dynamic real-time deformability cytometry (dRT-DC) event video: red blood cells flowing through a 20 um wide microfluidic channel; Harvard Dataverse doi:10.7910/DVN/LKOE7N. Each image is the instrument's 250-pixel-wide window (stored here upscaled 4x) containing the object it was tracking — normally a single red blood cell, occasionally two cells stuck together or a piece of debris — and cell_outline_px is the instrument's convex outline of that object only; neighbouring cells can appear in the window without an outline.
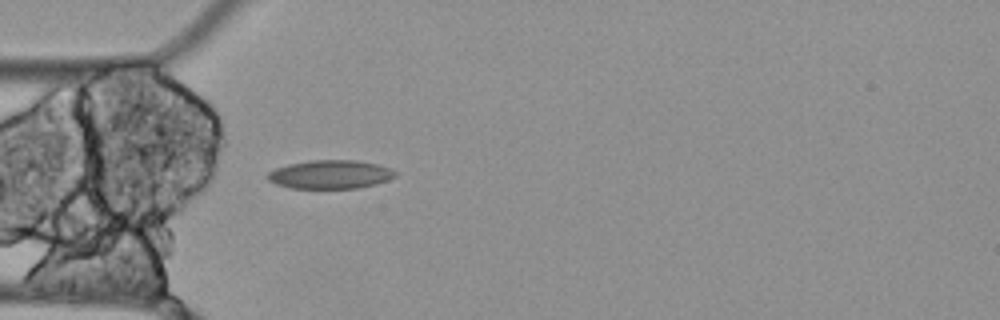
{"species": "Egyptian fruit bat (a non-hibernating species)", "species_latin": "Rousettus aegyptiacus", "temperature_condition": "cold", "stored_images_in_passage": 41, "camera_frame_rate_fps": 3000, "um_per_image_px": 0.085, "animal": {"sex": "female"}, "frame": {"image": 1, "passage_image": 1, "time_ms": 0.0, "image_size_px": [1000, 320], "cell_outline_px": [[396, 176], [388, 180], [376, 184], [356, 188], [292, 188], [276, 184], [268, 180], [264, 176], [268, 172], [276, 168], [288, 164], [308, 160], [356, 160], [376, 164], [388, 168], [396, 172]], "centroid_in_image_um": [28.03, 14.82], "position_along_channel_um": 57.0, "area_um2": 21.27}}
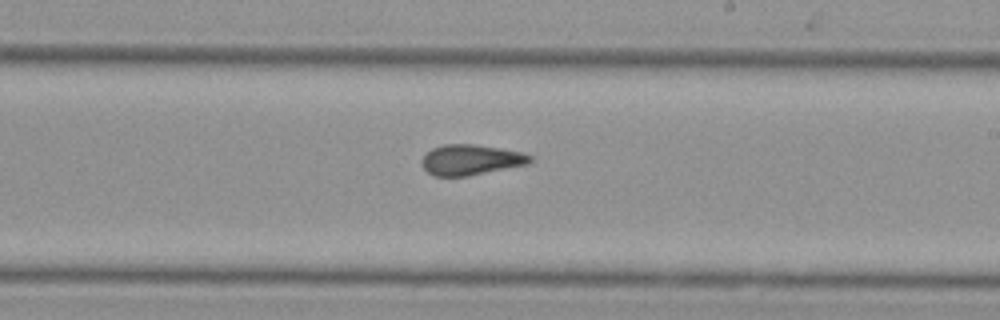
{"frame": {"image": 2, "passage_image": 17, "time_ms": 5.333, "image_size_px": [1000, 320], "cell_outline_px": [[532, 160], [528, 164], [468, 176], [432, 176], [420, 164], [420, 160], [432, 148], [444, 144], [476, 144], [524, 152], [532, 156]], "centroid_in_image_um": [40.02, 13.58], "position_along_channel_um": 249.0, "area_um2": 19.36}}
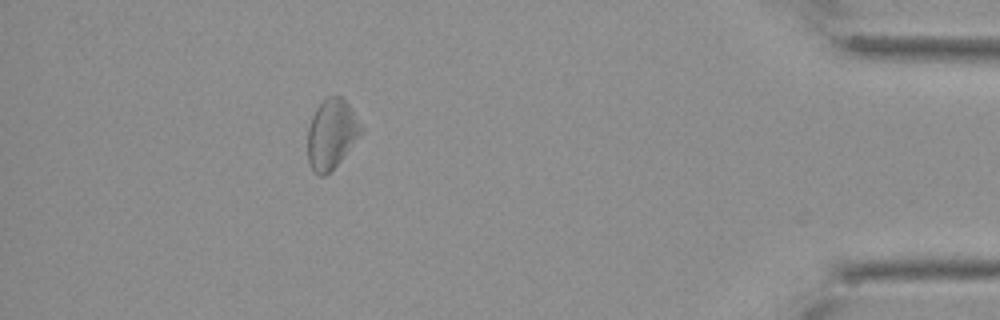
{"frame": {"image": 3, "passage_image": 35, "time_ms": 11.333, "image_size_px": [1000, 320], "cell_outline_px": [[364, 128], [340, 160], [324, 176], [320, 176], [312, 168], [308, 160], [308, 128], [312, 116], [316, 108], [328, 96], [340, 96], [348, 104]], "centroid_in_image_um": [28.16, 11.36], "position_along_channel_um": 407.0, "area_um2": 21.04}, "authors_computed_cell_mechanics": {"area_um2": 20.23, "velocity_mm_per_s": 3.477, "shape_relaxation_time_tau1_ms": 0.0414, "shape_relaxation_time_tau2_ms": 5.0717, "deformation_change_tau1": 0.0067, "deformation_change_tau2": 0.131}}